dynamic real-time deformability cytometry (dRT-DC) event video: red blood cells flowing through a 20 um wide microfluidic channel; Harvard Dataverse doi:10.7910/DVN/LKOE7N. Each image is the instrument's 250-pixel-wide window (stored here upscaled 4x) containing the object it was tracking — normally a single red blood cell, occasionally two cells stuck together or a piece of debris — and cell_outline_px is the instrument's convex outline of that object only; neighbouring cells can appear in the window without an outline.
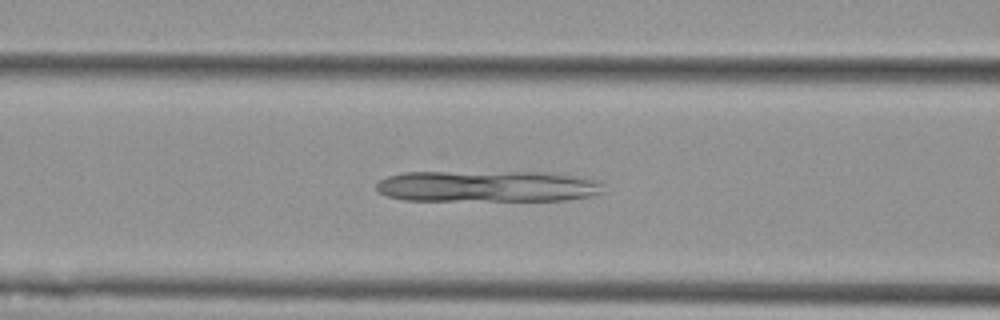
{"species": "Egyptian fruit bat (a non-hibernating species)", "species_latin": "Rousettus aegyptiacus", "temperature_condition": "cold", "stored_images_in_passage": 48, "camera_frame_rate_fps": 3000, "um_per_image_px": 0.085, "animal": {"sex": "female"}, "frame": {"image": 1, "passage_image": 15, "time_ms": 4.667, "image_size_px": [1000, 320], "cell_outline_px": [[604, 192], [592, 196], [564, 200], [404, 200], [388, 196], [380, 192], [376, 188], [376, 184], [380, 180], [388, 176], [404, 172], [544, 172], [584, 176], [600, 180], [604, 184]], "centroid_in_image_um": [41.53, 15.82], "position_along_channel_um": 125.1, "area_um2": 41.91}}
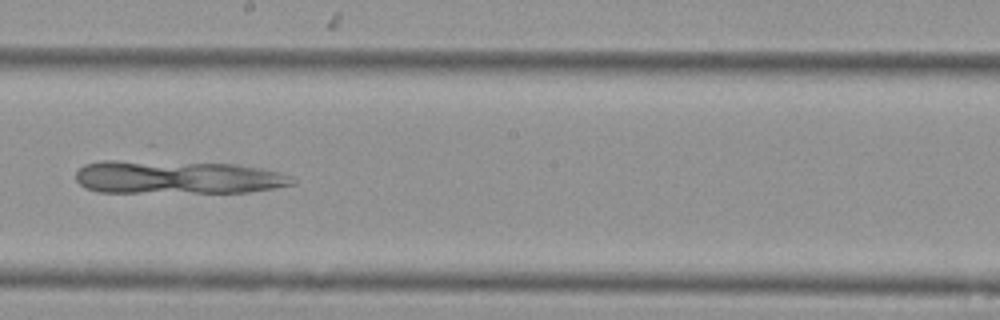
{"frame": {"image": 2, "passage_image": 24, "time_ms": 7.667, "image_size_px": [1000, 320], "cell_outline_px": [[296, 184], [248, 192], [96, 192], [84, 188], [76, 180], [76, 172], [84, 164], [104, 160], [116, 160], [236, 164], [260, 168], [280, 172], [296, 180]], "centroid_in_image_um": [15.04, 15.07], "position_along_channel_um": 233.2, "area_um2": 42.02}}
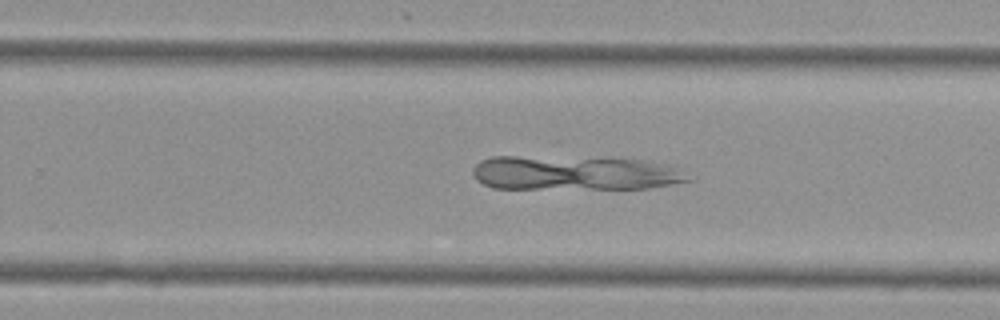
{"frame": {"image": 3, "passage_image": 28, "time_ms": 9.0, "image_size_px": [1000, 320], "cell_outline_px": [[696, 176], [692, 180], [672, 184], [648, 188], [492, 188], [476, 180], [472, 172], [472, 168], [480, 160], [492, 156], [516, 156], [644, 160], [664, 164], [676, 168]], "centroid_in_image_um": [48.85, 14.71], "position_along_channel_um": 280.9, "area_um2": 42.95}}